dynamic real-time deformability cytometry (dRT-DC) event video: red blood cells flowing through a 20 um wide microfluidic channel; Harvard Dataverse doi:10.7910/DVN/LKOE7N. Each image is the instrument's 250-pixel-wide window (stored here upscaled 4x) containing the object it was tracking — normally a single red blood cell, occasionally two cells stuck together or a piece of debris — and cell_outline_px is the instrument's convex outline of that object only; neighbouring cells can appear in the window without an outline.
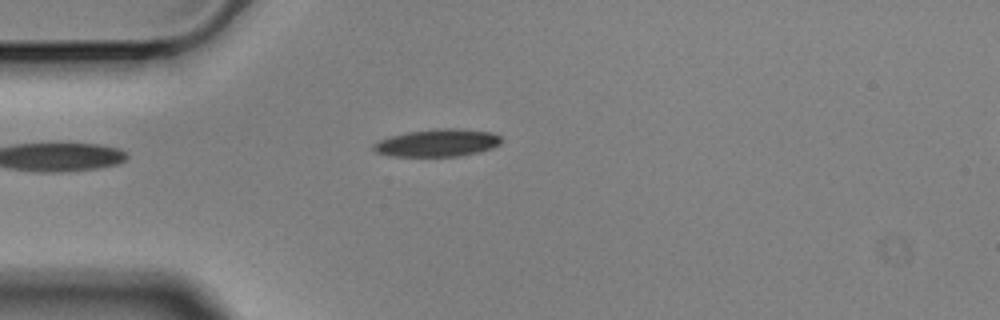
{"species": "Egyptian fruit bat (a non-hibernating species)", "species_latin": "Rousettus aegyptiacus", "temperature_condition": "cold", "stored_images_in_passage": 6, "camera_frame_rate_fps": 3000, "um_per_image_px": 0.085, "animal": {"sex": "male"}, "frame": {"image": 1, "passage_image": 1, "time_ms": 0.0, "image_size_px": [1000, 320], "cell_outline_px": [[504, 140], [500, 144], [492, 148], [480, 152], [460, 156], [396, 156], [376, 152], [372, 148], [372, 144], [380, 140], [392, 136], [408, 132], [436, 128], [452, 128], [488, 132], [500, 136]], "centroid_in_image_um": [37.21, 12.15], "position_along_channel_um": 47.8, "area_um2": 20.35}}
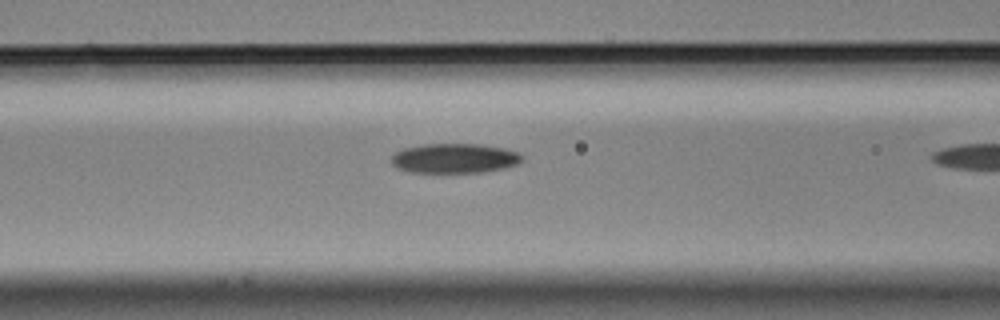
{"frame": {"image": 2, "passage_image": 5, "time_ms": 1.333, "image_size_px": [1000, 320], "cell_outline_px": [[524, 156], [516, 164], [504, 168], [484, 172], [412, 172], [396, 168], [392, 164], [392, 156], [396, 152], [404, 148], [424, 144], [480, 144], [504, 148], [520, 152]], "centroid_in_image_um": [38.65, 13.45], "position_along_channel_um": 128.0, "area_um2": 22.54}}